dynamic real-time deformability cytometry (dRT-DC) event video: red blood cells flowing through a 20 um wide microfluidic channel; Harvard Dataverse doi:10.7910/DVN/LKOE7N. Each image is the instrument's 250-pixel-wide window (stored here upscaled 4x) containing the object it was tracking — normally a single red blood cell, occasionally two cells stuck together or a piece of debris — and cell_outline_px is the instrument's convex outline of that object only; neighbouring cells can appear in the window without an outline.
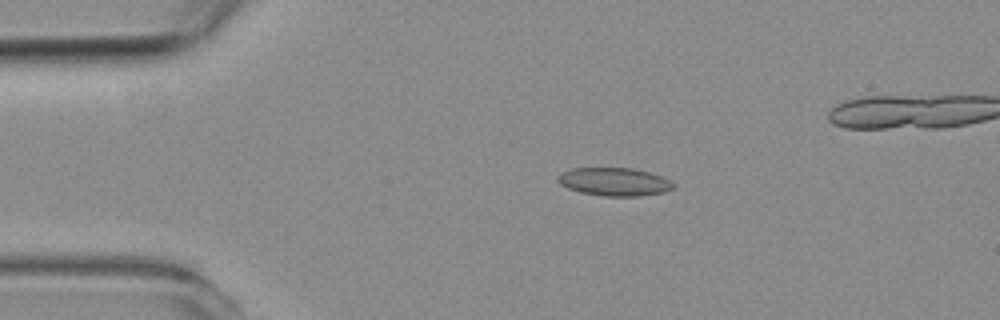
{"species": "common noctule bat (a hibernating species)", "species_latin": "Nyctalus noctula", "temperature_condition": "room temperature", "stored_images_in_passage": 39, "camera_frame_rate_fps": 3000, "um_per_image_px": 0.085, "animal": {"sex": "female", "body_mass_g": 19.3, "forearm_length_mm": 54.1}, "frame": {"image": 1, "passage_image": 1, "time_ms": 0.0, "image_size_px": [1000, 320], "cell_outline_px": [[676, 184], [672, 188], [664, 192], [636, 196], [604, 196], [580, 192], [568, 188], [560, 184], [556, 180], [556, 176], [560, 172], [572, 168], [632, 168], [648, 172], [660, 176]], "centroid_in_image_um": [52.16, 15.44], "position_along_channel_um": 32.8, "area_um2": 18.9}}
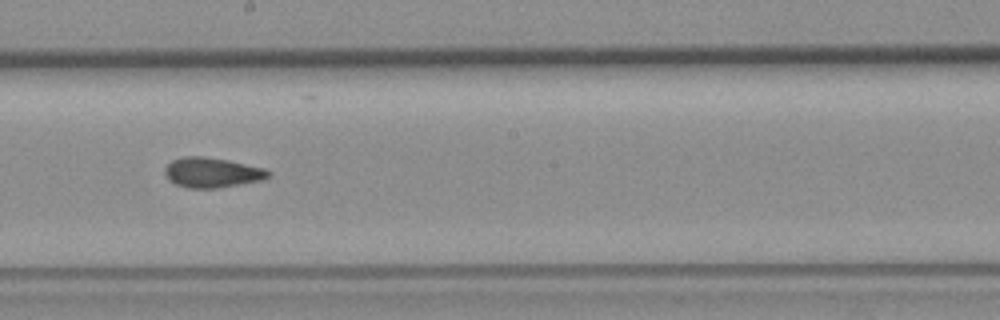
{"frame": {"image": 2, "passage_image": 20, "time_ms": 6.333, "image_size_px": [1000, 320], "cell_outline_px": [[272, 172], [264, 180], [216, 188], [188, 188], [176, 184], [168, 180], [164, 172], [164, 168], [172, 160], [184, 156], [204, 156], [228, 160], [264, 168]], "centroid_in_image_um": [18.01, 14.66], "position_along_channel_um": 230.2, "area_um2": 18.15}}
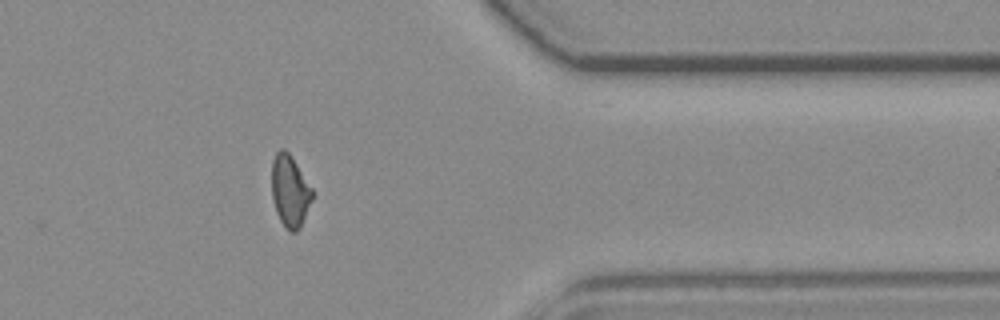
{"frame": {"image": 3, "passage_image": 34, "time_ms": 11.0, "image_size_px": [1000, 320], "cell_outline_px": [[312, 200], [300, 228], [296, 232], [288, 232], [280, 220], [276, 212], [272, 200], [272, 160], [276, 152], [280, 148], [284, 148], [288, 152], [312, 188]], "centroid_in_image_um": [24.63, 16.25], "position_along_channel_um": 386.8, "area_um2": 16.94}}